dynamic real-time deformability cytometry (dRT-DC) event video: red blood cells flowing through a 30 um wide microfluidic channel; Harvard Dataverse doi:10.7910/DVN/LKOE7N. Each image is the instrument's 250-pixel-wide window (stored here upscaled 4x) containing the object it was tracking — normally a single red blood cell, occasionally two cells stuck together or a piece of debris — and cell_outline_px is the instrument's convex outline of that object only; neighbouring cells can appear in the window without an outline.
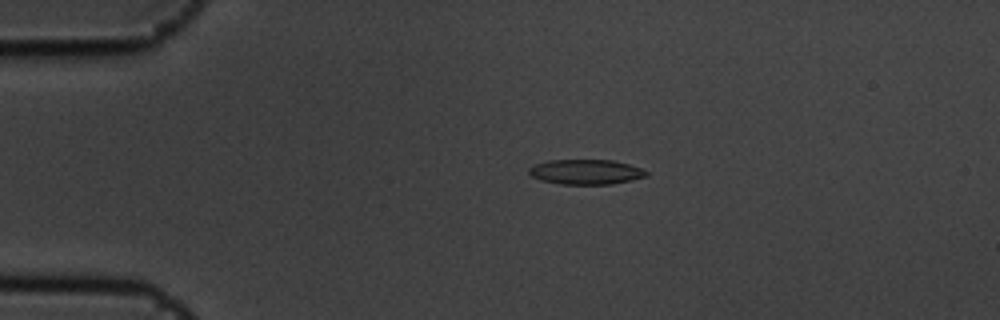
{"species": "common noctule bat (a hibernating species)", "species_latin": "Nyctalus noctula", "temperature_condition": "cold", "stored_images_in_passage": 14, "camera_frame_rate_fps": 3000, "um_per_image_px": 0.085, "animal": {"sex": "male", "body_mass_g": 19.5, "forearm_length_mm": 54.6}, "frame": {"image": 1, "passage_image": 2, "time_ms": 0.333, "image_size_px": [1000, 320], "cell_outline_px": [[648, 176], [632, 180], [612, 184], [560, 184], [540, 180], [532, 176], [528, 172], [528, 168], [536, 164], [548, 160], [612, 160], [628, 164], [640, 168], [648, 172]], "centroid_in_image_um": [49.79, 14.61], "position_along_channel_um": 35.2, "area_um2": 17.05}}
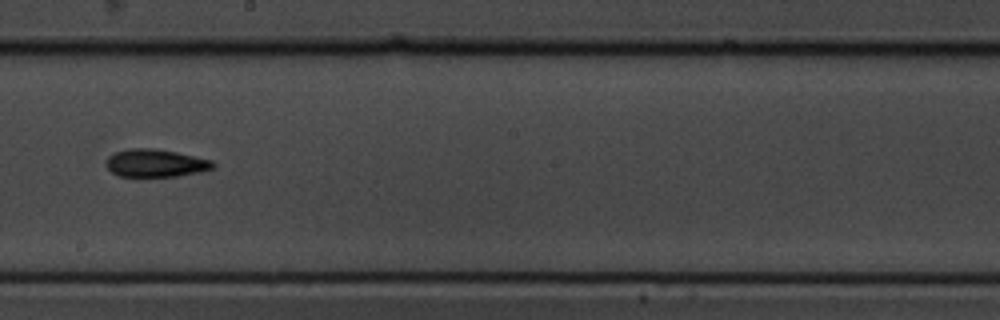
{"frame": {"image": 2, "passage_image": 8, "time_ms": 2.333, "image_size_px": [1000, 320], "cell_outline_px": [[216, 164], [212, 168], [200, 172], [176, 176], [120, 176], [112, 172], [108, 168], [108, 156], [116, 152], [128, 148], [156, 148], [176, 152], [212, 160]], "centroid_in_image_um": [13.25, 13.85], "position_along_channel_um": 235.0, "area_um2": 17.11}}
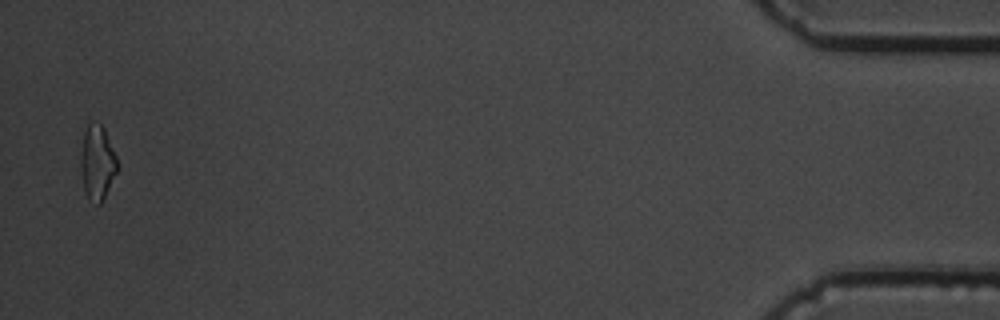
{"frame": {"image": 3, "passage_image": 14, "time_ms": 4.333, "image_size_px": [1000, 320], "cell_outline_px": [[120, 164], [100, 204], [96, 204], [88, 200], [84, 188], [80, 172], [80, 152], [84, 132], [88, 124], [92, 120], [100, 124], [104, 128]], "centroid_in_image_um": [8.25, 13.79], "position_along_channel_um": 426.9, "area_um2": 16.07}}